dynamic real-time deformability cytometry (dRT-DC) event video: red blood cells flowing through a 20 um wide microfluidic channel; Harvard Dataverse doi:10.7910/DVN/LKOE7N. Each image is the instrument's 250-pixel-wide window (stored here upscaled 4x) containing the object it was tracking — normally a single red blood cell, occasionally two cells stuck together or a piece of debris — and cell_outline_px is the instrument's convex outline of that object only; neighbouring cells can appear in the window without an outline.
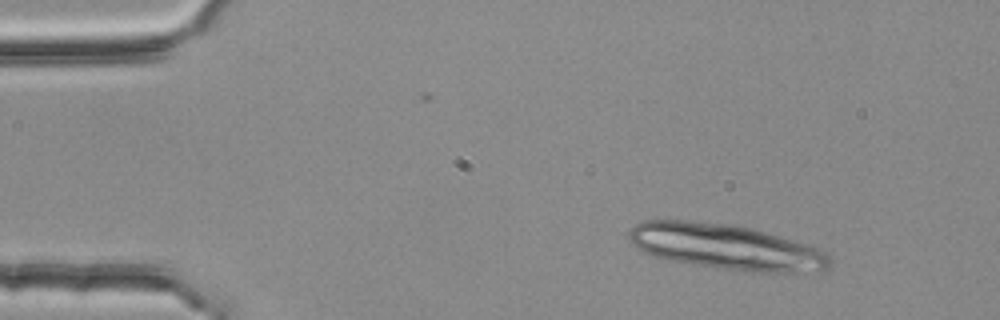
{"species": "common noctule bat (a hibernating species)", "species_latin": "Nyctalus noctula", "temperature_condition": "room temperature", "stored_images_in_passage": 4, "camera_frame_rate_fps": 3000, "um_per_image_px": 0.085, "animal": {"sex": "female", "body_mass_g": 25.1}, "frame": {"image": 1, "passage_image": 2, "time_ms": 0.333, "image_size_px": [1000, 320], "cell_outline_px": [[832, 264], [824, 272], [760, 272], [720, 268], [692, 264], [668, 260], [644, 252], [636, 248], [632, 244], [628, 236], [628, 232], [636, 224], [644, 220], [688, 220], [736, 224], [752, 228], [820, 248], [832, 260]], "centroid_in_image_um": [61.73, 20.98], "position_along_channel_um": 23.3, "area_um2": 53.41}}